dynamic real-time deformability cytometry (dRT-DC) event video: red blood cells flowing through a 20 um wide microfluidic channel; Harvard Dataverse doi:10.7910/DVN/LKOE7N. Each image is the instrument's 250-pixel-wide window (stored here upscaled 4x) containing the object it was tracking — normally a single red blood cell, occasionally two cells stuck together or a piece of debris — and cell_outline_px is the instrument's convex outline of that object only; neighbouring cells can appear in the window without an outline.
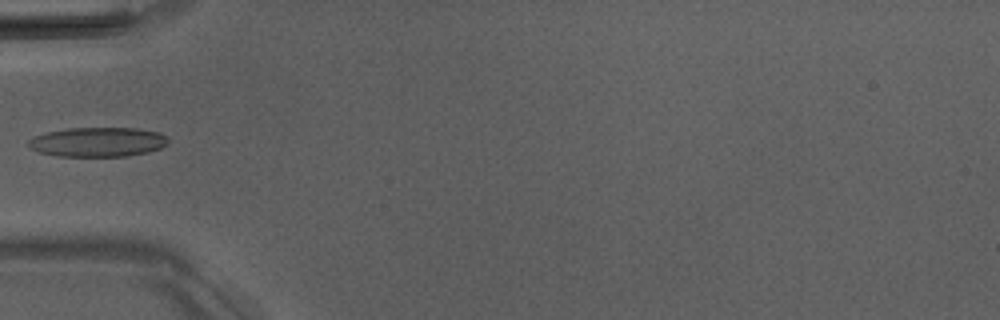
{"species": "Egyptian fruit bat (a non-hibernating species)", "species_latin": "Rousettus aegyptiacus", "temperature_condition": "room temperature", "stored_images_in_passage": 4, "camera_frame_rate_fps": 3000, "um_per_image_px": 0.085, "animal": {"sex": "male"}, "frame": {"image": 1, "passage_image": 4, "time_ms": 4.333, "image_size_px": [1000, 320], "cell_outline_px": [[168, 144], [160, 148], [148, 152], [124, 156], [56, 156], [40, 152], [32, 148], [28, 144], [28, 140], [44, 132], [68, 128], [136, 128], [160, 132], [168, 140]], "centroid_in_image_um": [8.32, 12.06], "position_along_channel_um": 76.7, "area_um2": 23.93}}